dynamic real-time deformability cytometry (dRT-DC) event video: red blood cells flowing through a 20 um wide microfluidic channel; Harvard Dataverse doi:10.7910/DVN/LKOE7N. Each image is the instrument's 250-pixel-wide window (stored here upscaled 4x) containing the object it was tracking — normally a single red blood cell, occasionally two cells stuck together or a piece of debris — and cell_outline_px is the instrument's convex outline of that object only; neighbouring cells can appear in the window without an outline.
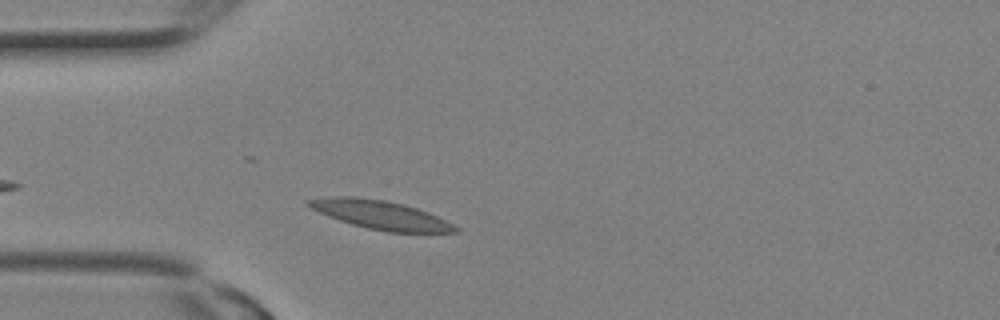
{"species": "Egyptian fruit bat (a non-hibernating species)", "species_latin": "Rousettus aegyptiacus", "temperature_condition": "room temperature", "stored_images_in_passage": 1, "camera_frame_rate_fps": 3000, "um_per_image_px": 0.085, "animal": {"sex": "female"}, "frame": {"image": 1, "passage_image": 1, "time_ms": 0.0, "image_size_px": [1000, 320], "cell_outline_px": [[460, 232], [388, 232], [368, 228], [352, 224], [328, 216], [304, 204], [304, 200], [328, 196], [356, 196], [384, 200], [404, 204], [428, 212], [460, 228]], "centroid_in_image_um": [32.31, 18.24], "position_along_channel_um": 52.7, "area_um2": 24.45}}